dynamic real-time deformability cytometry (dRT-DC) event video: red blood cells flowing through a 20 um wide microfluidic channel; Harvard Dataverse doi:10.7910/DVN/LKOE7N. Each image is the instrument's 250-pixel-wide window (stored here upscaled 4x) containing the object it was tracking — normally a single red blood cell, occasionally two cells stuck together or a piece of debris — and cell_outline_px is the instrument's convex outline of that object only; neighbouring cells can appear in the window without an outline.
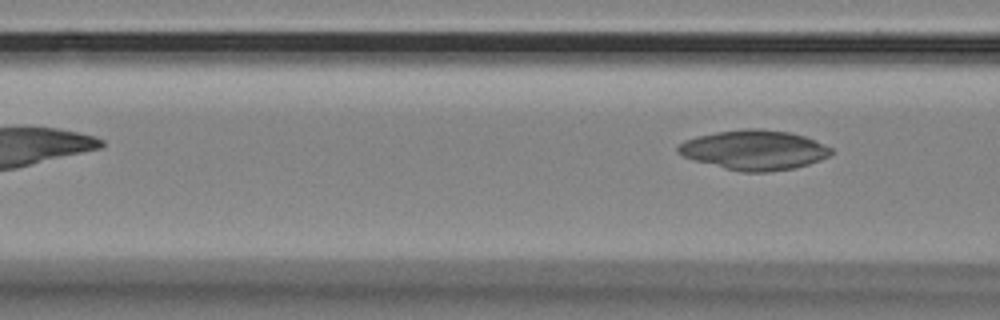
{"species": "Egyptian fruit bat (a non-hibernating species)", "species_latin": "Rousettus aegyptiacus", "temperature_condition": "room temperature", "stored_images_in_passage": 9, "camera_frame_rate_fps": 3000, "um_per_image_px": 0.085, "animal": {"sex": "female"}, "frame": {"image": 1, "passage_image": 9, "time_ms": 11.0, "image_size_px": [1000, 320], "cell_outline_px": [[832, 152], [828, 156], [820, 160], [808, 164], [792, 168], [768, 172], [744, 172], [724, 168], [696, 160], [684, 156], [676, 152], [676, 148], [684, 140], [696, 136], [716, 132], [748, 128], [760, 128], [792, 132], [804, 136], [832, 148]], "centroid_in_image_um": [64.1, 12.74], "position_along_channel_um": 102.5, "area_um2": 35.26}}